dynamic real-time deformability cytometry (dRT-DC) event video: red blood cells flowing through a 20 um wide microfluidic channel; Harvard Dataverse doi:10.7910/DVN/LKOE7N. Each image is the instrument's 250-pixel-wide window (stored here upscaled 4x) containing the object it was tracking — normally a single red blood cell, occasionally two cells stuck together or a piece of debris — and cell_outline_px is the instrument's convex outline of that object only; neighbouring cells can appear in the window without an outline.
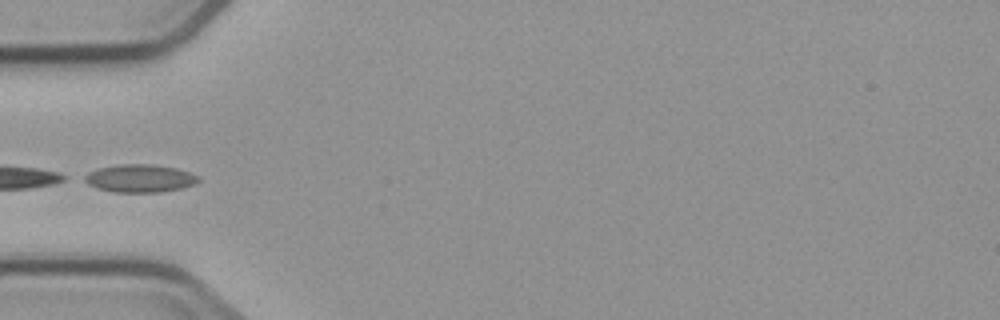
{"species": "common noctule bat (a hibernating species)", "species_latin": "Nyctalus noctula", "temperature_condition": "cold", "stored_images_in_passage": 5, "camera_frame_rate_fps": 3000, "um_per_image_px": 0.085, "animal": {"sex": "male", "body_mass_g": 23.1, "forearm_length_mm": 52.7}, "frame": {"image": 1, "passage_image": 5, "time_ms": 5.333, "image_size_px": [1000, 320], "cell_outline_px": [[200, 180], [192, 184], [180, 188], [160, 192], [112, 192], [96, 188], [80, 180], [80, 176], [96, 168], [120, 164], [152, 164], [176, 168], [200, 176]], "centroid_in_image_um": [11.78, 15.15], "position_along_channel_um": 73.2, "area_um2": 18.73}}